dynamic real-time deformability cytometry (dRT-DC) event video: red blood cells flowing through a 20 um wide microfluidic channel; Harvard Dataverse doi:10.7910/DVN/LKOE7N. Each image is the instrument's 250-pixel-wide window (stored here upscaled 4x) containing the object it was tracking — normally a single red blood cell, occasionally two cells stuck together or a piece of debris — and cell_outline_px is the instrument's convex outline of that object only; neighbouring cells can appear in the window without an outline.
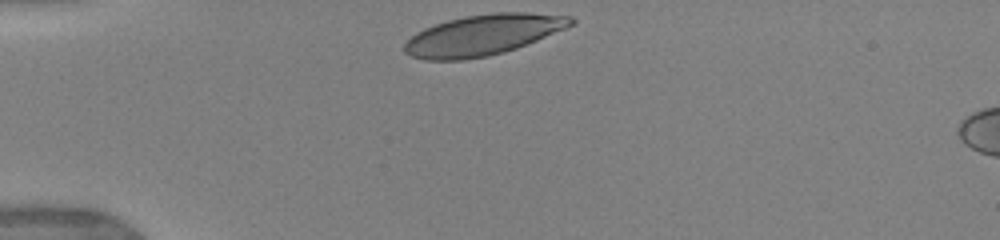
{"species": "human", "species_latin": "Homo sapiens", "temperature_condition": "warm", "stored_images_in_passage": 4, "camera_frame_rate_fps": 3000, "um_per_image_px": 0.085, "donor": {"sex": "female"}, "frame": {"image": 1, "passage_image": 1, "time_ms": 0.0, "image_size_px": [1000, 240], "cell_outline_px": [[576, 24], [516, 48], [504, 52], [488, 56], [460, 60], [424, 60], [412, 56], [404, 52], [404, 44], [416, 32], [424, 28], [448, 20], [464, 16], [492, 12], [528, 12], [572, 16], [576, 20]], "centroid_in_image_um": [41.07, 2.96], "position_along_channel_um": 43.9, "area_um2": 39.48}}